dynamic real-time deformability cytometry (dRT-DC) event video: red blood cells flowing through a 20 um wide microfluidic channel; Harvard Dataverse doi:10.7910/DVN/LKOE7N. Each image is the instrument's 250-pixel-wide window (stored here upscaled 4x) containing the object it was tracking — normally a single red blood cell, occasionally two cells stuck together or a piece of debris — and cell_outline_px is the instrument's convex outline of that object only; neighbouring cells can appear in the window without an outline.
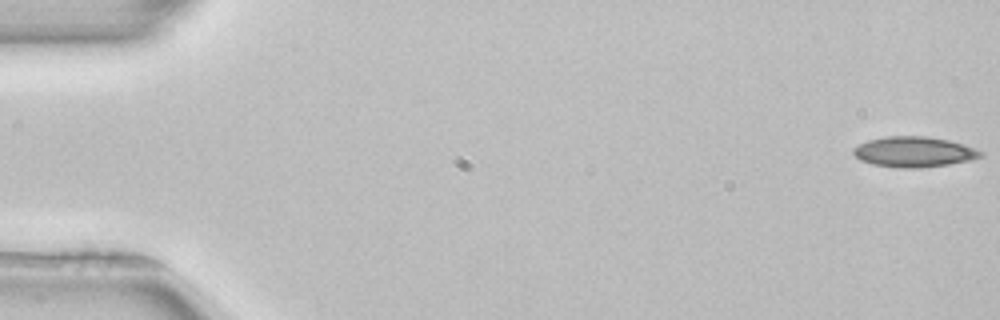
{"species": "common noctule bat (a hibernating species)", "species_latin": "Nyctalus noctula", "temperature_condition": "room temperature", "stored_images_in_passage": 52, "camera_frame_rate_fps": 3000, "um_per_image_px": 0.085, "animal": {"sex": "female", "body_mass_g": 22.7, "forearm_length_mm": 54.2}, "frame": {"image": 1, "passage_image": 1, "time_ms": 0.0, "image_size_px": [1000, 320], "cell_outline_px": [[984, 156], [972, 160], [948, 164], [920, 168], [904, 168], [872, 164], [860, 160], [852, 152], [852, 148], [868, 140], [888, 136], [928, 136], [948, 140], [964, 144], [984, 152]], "centroid_in_image_um": [77.71, 12.91], "position_along_channel_um": 7.3, "area_um2": 22.6}}
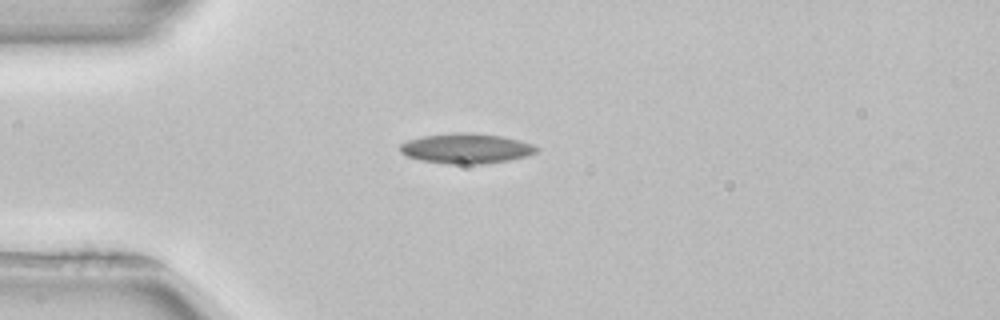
{"frame": {"image": 2, "passage_image": 14, "time_ms": 4.333, "image_size_px": [1000, 320], "cell_outline_px": [[540, 152], [528, 156], [508, 160], [480, 164], [448, 164], [420, 160], [408, 156], [400, 152], [400, 144], [408, 140], [424, 136], [452, 132], [472, 132], [504, 136], [520, 140], [532, 144], [540, 148]], "centroid_in_image_um": [39.68, 12.61], "position_along_channel_um": 45.3, "area_um2": 24.22}}
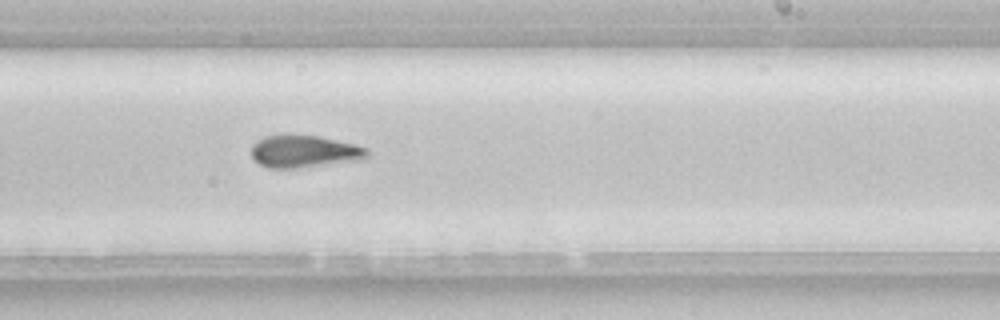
{"frame": {"image": 3, "passage_image": 32, "time_ms": 10.333, "image_size_px": [1000, 320], "cell_outline_px": [[368, 156], [360, 160], [292, 168], [268, 168], [260, 164], [252, 156], [252, 144], [256, 140], [264, 136], [280, 132], [288, 132], [320, 136], [356, 144], [368, 148]], "centroid_in_image_um": [25.82, 12.81], "position_along_channel_um": 263.2, "area_um2": 22.43}, "authors_computed_cell_mechanics": {"area_um2": 22.1663, "velocity_mm_per_s": 3.9626, "shape_relaxation_time_tau1_ms": 6.4284, "shape_relaxation_time_tau2_ms": null, "deformation_change_tau1": 0.1499, "deformation_change_tau2": null}}